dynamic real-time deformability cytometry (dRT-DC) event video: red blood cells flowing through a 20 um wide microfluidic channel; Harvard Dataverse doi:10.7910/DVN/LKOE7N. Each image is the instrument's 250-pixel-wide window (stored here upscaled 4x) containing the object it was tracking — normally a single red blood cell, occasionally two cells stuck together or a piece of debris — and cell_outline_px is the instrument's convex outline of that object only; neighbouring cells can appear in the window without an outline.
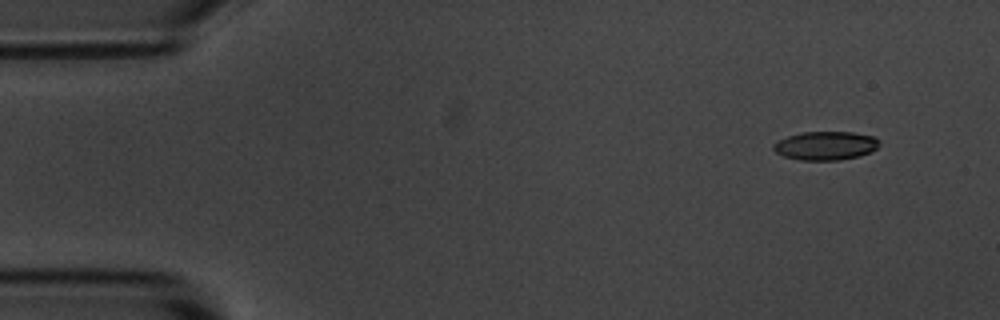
{"species": "common noctule bat (a hibernating species)", "species_latin": "Nyctalus noctula", "temperature_condition": "room temperature", "stored_images_in_passage": 4, "camera_frame_rate_fps": 3000, "um_per_image_px": 0.085, "animal": {"sex": "male", "body_mass_g": 20.1, "forearm_length_mm": 53.5}, "frame": {"image": 1, "passage_image": 1, "time_ms": 0.0, "image_size_px": [1000, 320], "cell_outline_px": [[880, 144], [872, 152], [860, 156], [840, 160], [800, 160], [784, 156], [776, 152], [772, 148], [772, 144], [788, 136], [800, 132], [852, 132], [876, 136], [880, 140]], "centroid_in_image_um": [70.22, 12.38], "position_along_channel_um": 14.8, "area_um2": 17.86}}
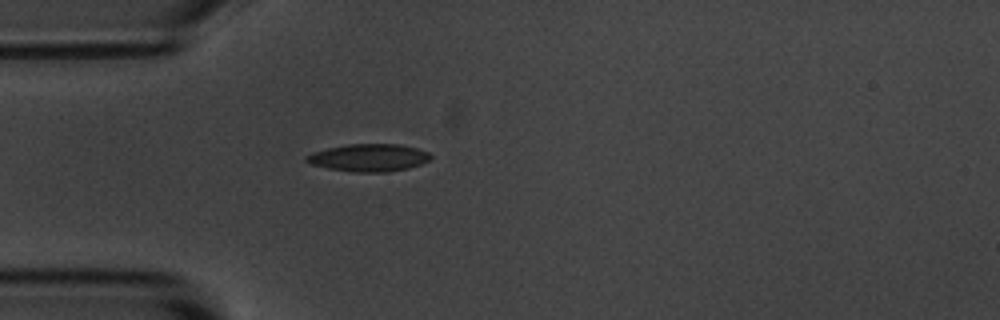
{"frame": {"image": 2, "passage_image": 4, "time_ms": 3.667, "image_size_px": [1000, 320], "cell_outline_px": [[432, 156], [428, 160], [420, 164], [408, 168], [388, 172], [356, 172], [328, 168], [312, 164], [304, 160], [304, 156], [312, 152], [328, 148], [348, 144], [400, 144], [416, 148], [428, 152]], "centroid_in_image_um": [31.33, 13.4], "position_along_channel_um": 53.7, "area_um2": 19.83}}